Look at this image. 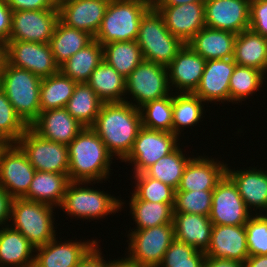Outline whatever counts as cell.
<instances>
[{"label": "cell", "mask_w": 267, "mask_h": 267, "mask_svg": "<svg viewBox=\"0 0 267 267\" xmlns=\"http://www.w3.org/2000/svg\"><path fill=\"white\" fill-rule=\"evenodd\" d=\"M91 128L113 157L123 162L142 128L141 112L129 102L103 103Z\"/></svg>", "instance_id": "obj_1"}, {"label": "cell", "mask_w": 267, "mask_h": 267, "mask_svg": "<svg viewBox=\"0 0 267 267\" xmlns=\"http://www.w3.org/2000/svg\"><path fill=\"white\" fill-rule=\"evenodd\" d=\"M70 181L102 183L109 178L113 156L91 127H84L68 145Z\"/></svg>", "instance_id": "obj_2"}, {"label": "cell", "mask_w": 267, "mask_h": 267, "mask_svg": "<svg viewBox=\"0 0 267 267\" xmlns=\"http://www.w3.org/2000/svg\"><path fill=\"white\" fill-rule=\"evenodd\" d=\"M42 78L10 65L7 61L0 74V88L5 92L17 115L29 127L39 116Z\"/></svg>", "instance_id": "obj_3"}, {"label": "cell", "mask_w": 267, "mask_h": 267, "mask_svg": "<svg viewBox=\"0 0 267 267\" xmlns=\"http://www.w3.org/2000/svg\"><path fill=\"white\" fill-rule=\"evenodd\" d=\"M152 6L149 0H110L94 39L101 45L136 40L140 21Z\"/></svg>", "instance_id": "obj_4"}, {"label": "cell", "mask_w": 267, "mask_h": 267, "mask_svg": "<svg viewBox=\"0 0 267 267\" xmlns=\"http://www.w3.org/2000/svg\"><path fill=\"white\" fill-rule=\"evenodd\" d=\"M51 205L14 198L11 203L9 226L20 232L35 248L56 237L54 212Z\"/></svg>", "instance_id": "obj_5"}, {"label": "cell", "mask_w": 267, "mask_h": 267, "mask_svg": "<svg viewBox=\"0 0 267 267\" xmlns=\"http://www.w3.org/2000/svg\"><path fill=\"white\" fill-rule=\"evenodd\" d=\"M136 42L144 60L166 67L184 45L168 31L162 15L154 6L142 17Z\"/></svg>", "instance_id": "obj_6"}, {"label": "cell", "mask_w": 267, "mask_h": 267, "mask_svg": "<svg viewBox=\"0 0 267 267\" xmlns=\"http://www.w3.org/2000/svg\"><path fill=\"white\" fill-rule=\"evenodd\" d=\"M88 184L92 185L91 182L85 181L69 182L60 206L68 216L76 217L77 220L79 218L90 221V219L99 220L109 214L121 212L125 204L120 200L121 198L118 199L100 189L85 186Z\"/></svg>", "instance_id": "obj_7"}, {"label": "cell", "mask_w": 267, "mask_h": 267, "mask_svg": "<svg viewBox=\"0 0 267 267\" xmlns=\"http://www.w3.org/2000/svg\"><path fill=\"white\" fill-rule=\"evenodd\" d=\"M127 240L128 258L140 267H159L165 252L175 239L174 225L162 224L142 230H131Z\"/></svg>", "instance_id": "obj_8"}, {"label": "cell", "mask_w": 267, "mask_h": 267, "mask_svg": "<svg viewBox=\"0 0 267 267\" xmlns=\"http://www.w3.org/2000/svg\"><path fill=\"white\" fill-rule=\"evenodd\" d=\"M170 91L167 67L161 64L143 60L126 78L125 96L131 95L135 103L126 102L136 108L169 96Z\"/></svg>", "instance_id": "obj_9"}, {"label": "cell", "mask_w": 267, "mask_h": 267, "mask_svg": "<svg viewBox=\"0 0 267 267\" xmlns=\"http://www.w3.org/2000/svg\"><path fill=\"white\" fill-rule=\"evenodd\" d=\"M16 144L26 154L36 171L68 174V146L44 139L30 127Z\"/></svg>", "instance_id": "obj_10"}, {"label": "cell", "mask_w": 267, "mask_h": 267, "mask_svg": "<svg viewBox=\"0 0 267 267\" xmlns=\"http://www.w3.org/2000/svg\"><path fill=\"white\" fill-rule=\"evenodd\" d=\"M178 141L179 137L171 132L142 127L123 162L133 164V174L143 173L160 158L173 152L180 145Z\"/></svg>", "instance_id": "obj_11"}, {"label": "cell", "mask_w": 267, "mask_h": 267, "mask_svg": "<svg viewBox=\"0 0 267 267\" xmlns=\"http://www.w3.org/2000/svg\"><path fill=\"white\" fill-rule=\"evenodd\" d=\"M7 62L45 78L59 72L49 43L9 40L6 43Z\"/></svg>", "instance_id": "obj_12"}, {"label": "cell", "mask_w": 267, "mask_h": 267, "mask_svg": "<svg viewBox=\"0 0 267 267\" xmlns=\"http://www.w3.org/2000/svg\"><path fill=\"white\" fill-rule=\"evenodd\" d=\"M252 215L236 184L225 174L212 193L210 220L217 225L240 226L245 225Z\"/></svg>", "instance_id": "obj_13"}, {"label": "cell", "mask_w": 267, "mask_h": 267, "mask_svg": "<svg viewBox=\"0 0 267 267\" xmlns=\"http://www.w3.org/2000/svg\"><path fill=\"white\" fill-rule=\"evenodd\" d=\"M35 168L16 143H11L0 152V187L10 196L23 198L35 175Z\"/></svg>", "instance_id": "obj_14"}, {"label": "cell", "mask_w": 267, "mask_h": 267, "mask_svg": "<svg viewBox=\"0 0 267 267\" xmlns=\"http://www.w3.org/2000/svg\"><path fill=\"white\" fill-rule=\"evenodd\" d=\"M58 20V9L14 11L9 40L49 43Z\"/></svg>", "instance_id": "obj_15"}, {"label": "cell", "mask_w": 267, "mask_h": 267, "mask_svg": "<svg viewBox=\"0 0 267 267\" xmlns=\"http://www.w3.org/2000/svg\"><path fill=\"white\" fill-rule=\"evenodd\" d=\"M206 27L235 33L249 29L250 1L248 0H206Z\"/></svg>", "instance_id": "obj_16"}, {"label": "cell", "mask_w": 267, "mask_h": 267, "mask_svg": "<svg viewBox=\"0 0 267 267\" xmlns=\"http://www.w3.org/2000/svg\"><path fill=\"white\" fill-rule=\"evenodd\" d=\"M56 239L55 237L44 246L35 249L33 267H77L98 244V240L93 239L83 242L81 240L62 242Z\"/></svg>", "instance_id": "obj_17"}, {"label": "cell", "mask_w": 267, "mask_h": 267, "mask_svg": "<svg viewBox=\"0 0 267 267\" xmlns=\"http://www.w3.org/2000/svg\"><path fill=\"white\" fill-rule=\"evenodd\" d=\"M154 7L162 15L168 31L184 44L206 26L204 3Z\"/></svg>", "instance_id": "obj_18"}, {"label": "cell", "mask_w": 267, "mask_h": 267, "mask_svg": "<svg viewBox=\"0 0 267 267\" xmlns=\"http://www.w3.org/2000/svg\"><path fill=\"white\" fill-rule=\"evenodd\" d=\"M110 0H59V20L95 37Z\"/></svg>", "instance_id": "obj_19"}, {"label": "cell", "mask_w": 267, "mask_h": 267, "mask_svg": "<svg viewBox=\"0 0 267 267\" xmlns=\"http://www.w3.org/2000/svg\"><path fill=\"white\" fill-rule=\"evenodd\" d=\"M205 63L206 60L201 55L184 44L167 66L171 91L175 88L178 93H194L201 81Z\"/></svg>", "instance_id": "obj_20"}, {"label": "cell", "mask_w": 267, "mask_h": 267, "mask_svg": "<svg viewBox=\"0 0 267 267\" xmlns=\"http://www.w3.org/2000/svg\"><path fill=\"white\" fill-rule=\"evenodd\" d=\"M235 66L233 58L206 61L201 81L194 94L205 103L230 102L229 81Z\"/></svg>", "instance_id": "obj_21"}, {"label": "cell", "mask_w": 267, "mask_h": 267, "mask_svg": "<svg viewBox=\"0 0 267 267\" xmlns=\"http://www.w3.org/2000/svg\"><path fill=\"white\" fill-rule=\"evenodd\" d=\"M205 255L244 263L249 257L245 226L213 224L210 245Z\"/></svg>", "instance_id": "obj_22"}, {"label": "cell", "mask_w": 267, "mask_h": 267, "mask_svg": "<svg viewBox=\"0 0 267 267\" xmlns=\"http://www.w3.org/2000/svg\"><path fill=\"white\" fill-rule=\"evenodd\" d=\"M29 127L40 137L66 146L84 128L66 108L41 111Z\"/></svg>", "instance_id": "obj_23"}, {"label": "cell", "mask_w": 267, "mask_h": 267, "mask_svg": "<svg viewBox=\"0 0 267 267\" xmlns=\"http://www.w3.org/2000/svg\"><path fill=\"white\" fill-rule=\"evenodd\" d=\"M207 157V158H206ZM227 163L208 156L193 157L187 163L180 184L175 191L214 190L226 174Z\"/></svg>", "instance_id": "obj_24"}, {"label": "cell", "mask_w": 267, "mask_h": 267, "mask_svg": "<svg viewBox=\"0 0 267 267\" xmlns=\"http://www.w3.org/2000/svg\"><path fill=\"white\" fill-rule=\"evenodd\" d=\"M226 174L236 184L239 194L244 200L246 207L258 214L267 211V171L260 167L240 170H232L226 167ZM255 208V209H254Z\"/></svg>", "instance_id": "obj_25"}, {"label": "cell", "mask_w": 267, "mask_h": 267, "mask_svg": "<svg viewBox=\"0 0 267 267\" xmlns=\"http://www.w3.org/2000/svg\"><path fill=\"white\" fill-rule=\"evenodd\" d=\"M175 238L206 252L210 245L213 223L209 216L173 212Z\"/></svg>", "instance_id": "obj_26"}, {"label": "cell", "mask_w": 267, "mask_h": 267, "mask_svg": "<svg viewBox=\"0 0 267 267\" xmlns=\"http://www.w3.org/2000/svg\"><path fill=\"white\" fill-rule=\"evenodd\" d=\"M236 34L204 27L187 44L206 61L233 58Z\"/></svg>", "instance_id": "obj_27"}, {"label": "cell", "mask_w": 267, "mask_h": 267, "mask_svg": "<svg viewBox=\"0 0 267 267\" xmlns=\"http://www.w3.org/2000/svg\"><path fill=\"white\" fill-rule=\"evenodd\" d=\"M35 249L9 225L0 228V267H33Z\"/></svg>", "instance_id": "obj_28"}, {"label": "cell", "mask_w": 267, "mask_h": 267, "mask_svg": "<svg viewBox=\"0 0 267 267\" xmlns=\"http://www.w3.org/2000/svg\"><path fill=\"white\" fill-rule=\"evenodd\" d=\"M69 182L68 174L35 171L30 188L23 199L60 207Z\"/></svg>", "instance_id": "obj_29"}, {"label": "cell", "mask_w": 267, "mask_h": 267, "mask_svg": "<svg viewBox=\"0 0 267 267\" xmlns=\"http://www.w3.org/2000/svg\"><path fill=\"white\" fill-rule=\"evenodd\" d=\"M233 60L237 65L247 66L267 72V38L251 29L236 35Z\"/></svg>", "instance_id": "obj_30"}, {"label": "cell", "mask_w": 267, "mask_h": 267, "mask_svg": "<svg viewBox=\"0 0 267 267\" xmlns=\"http://www.w3.org/2000/svg\"><path fill=\"white\" fill-rule=\"evenodd\" d=\"M87 84L104 103L126 102V78L104 60L92 72ZM124 96V97H123Z\"/></svg>", "instance_id": "obj_31"}, {"label": "cell", "mask_w": 267, "mask_h": 267, "mask_svg": "<svg viewBox=\"0 0 267 267\" xmlns=\"http://www.w3.org/2000/svg\"><path fill=\"white\" fill-rule=\"evenodd\" d=\"M93 40L94 37L88 32L69 27L58 20L49 45L55 62L60 66Z\"/></svg>", "instance_id": "obj_32"}, {"label": "cell", "mask_w": 267, "mask_h": 267, "mask_svg": "<svg viewBox=\"0 0 267 267\" xmlns=\"http://www.w3.org/2000/svg\"><path fill=\"white\" fill-rule=\"evenodd\" d=\"M103 60V46L95 39L59 66V71L77 83H87Z\"/></svg>", "instance_id": "obj_33"}, {"label": "cell", "mask_w": 267, "mask_h": 267, "mask_svg": "<svg viewBox=\"0 0 267 267\" xmlns=\"http://www.w3.org/2000/svg\"><path fill=\"white\" fill-rule=\"evenodd\" d=\"M129 201L130 213L136 224L131 230H142L162 224H173L174 204L157 203L140 200L134 193H131Z\"/></svg>", "instance_id": "obj_34"}, {"label": "cell", "mask_w": 267, "mask_h": 267, "mask_svg": "<svg viewBox=\"0 0 267 267\" xmlns=\"http://www.w3.org/2000/svg\"><path fill=\"white\" fill-rule=\"evenodd\" d=\"M103 103L87 83H77L65 108L84 127H91Z\"/></svg>", "instance_id": "obj_35"}, {"label": "cell", "mask_w": 267, "mask_h": 267, "mask_svg": "<svg viewBox=\"0 0 267 267\" xmlns=\"http://www.w3.org/2000/svg\"><path fill=\"white\" fill-rule=\"evenodd\" d=\"M203 103L205 102L194 93L172 92V133L180 137L184 128L194 127L199 121L201 122L205 111Z\"/></svg>", "instance_id": "obj_36"}, {"label": "cell", "mask_w": 267, "mask_h": 267, "mask_svg": "<svg viewBox=\"0 0 267 267\" xmlns=\"http://www.w3.org/2000/svg\"><path fill=\"white\" fill-rule=\"evenodd\" d=\"M103 46V60L124 78L144 60L141 48L134 41H117Z\"/></svg>", "instance_id": "obj_37"}, {"label": "cell", "mask_w": 267, "mask_h": 267, "mask_svg": "<svg viewBox=\"0 0 267 267\" xmlns=\"http://www.w3.org/2000/svg\"><path fill=\"white\" fill-rule=\"evenodd\" d=\"M76 85L77 82L63 75L60 71L42 78L39 96L41 111L65 108Z\"/></svg>", "instance_id": "obj_38"}, {"label": "cell", "mask_w": 267, "mask_h": 267, "mask_svg": "<svg viewBox=\"0 0 267 267\" xmlns=\"http://www.w3.org/2000/svg\"><path fill=\"white\" fill-rule=\"evenodd\" d=\"M183 149L178 146L173 152L160 158L148 167L144 173L154 179L170 185L177 190L184 169L192 157L183 154Z\"/></svg>", "instance_id": "obj_39"}, {"label": "cell", "mask_w": 267, "mask_h": 267, "mask_svg": "<svg viewBox=\"0 0 267 267\" xmlns=\"http://www.w3.org/2000/svg\"><path fill=\"white\" fill-rule=\"evenodd\" d=\"M266 79V75L262 71L236 64L229 81L230 102L238 104L240 101L242 103L249 99L250 95L261 90L259 88Z\"/></svg>", "instance_id": "obj_40"}, {"label": "cell", "mask_w": 267, "mask_h": 267, "mask_svg": "<svg viewBox=\"0 0 267 267\" xmlns=\"http://www.w3.org/2000/svg\"><path fill=\"white\" fill-rule=\"evenodd\" d=\"M139 109L142 127L172 133V93L164 98L147 102Z\"/></svg>", "instance_id": "obj_41"}, {"label": "cell", "mask_w": 267, "mask_h": 267, "mask_svg": "<svg viewBox=\"0 0 267 267\" xmlns=\"http://www.w3.org/2000/svg\"><path fill=\"white\" fill-rule=\"evenodd\" d=\"M135 175V176H134ZM134 194L140 199L150 202L174 204L175 189L144 172L134 174Z\"/></svg>", "instance_id": "obj_42"}, {"label": "cell", "mask_w": 267, "mask_h": 267, "mask_svg": "<svg viewBox=\"0 0 267 267\" xmlns=\"http://www.w3.org/2000/svg\"><path fill=\"white\" fill-rule=\"evenodd\" d=\"M205 259L204 252L175 238L159 267H203Z\"/></svg>", "instance_id": "obj_43"}, {"label": "cell", "mask_w": 267, "mask_h": 267, "mask_svg": "<svg viewBox=\"0 0 267 267\" xmlns=\"http://www.w3.org/2000/svg\"><path fill=\"white\" fill-rule=\"evenodd\" d=\"M213 190L175 191L173 212L209 216Z\"/></svg>", "instance_id": "obj_44"}, {"label": "cell", "mask_w": 267, "mask_h": 267, "mask_svg": "<svg viewBox=\"0 0 267 267\" xmlns=\"http://www.w3.org/2000/svg\"><path fill=\"white\" fill-rule=\"evenodd\" d=\"M28 126L17 115L5 92L0 88V132L11 142L16 143Z\"/></svg>", "instance_id": "obj_45"}, {"label": "cell", "mask_w": 267, "mask_h": 267, "mask_svg": "<svg viewBox=\"0 0 267 267\" xmlns=\"http://www.w3.org/2000/svg\"><path fill=\"white\" fill-rule=\"evenodd\" d=\"M246 241L249 256L267 255V218L262 213H253L247 223Z\"/></svg>", "instance_id": "obj_46"}, {"label": "cell", "mask_w": 267, "mask_h": 267, "mask_svg": "<svg viewBox=\"0 0 267 267\" xmlns=\"http://www.w3.org/2000/svg\"><path fill=\"white\" fill-rule=\"evenodd\" d=\"M249 29L267 38V0L250 2Z\"/></svg>", "instance_id": "obj_47"}, {"label": "cell", "mask_w": 267, "mask_h": 267, "mask_svg": "<svg viewBox=\"0 0 267 267\" xmlns=\"http://www.w3.org/2000/svg\"><path fill=\"white\" fill-rule=\"evenodd\" d=\"M14 11L58 9V0H5Z\"/></svg>", "instance_id": "obj_48"}, {"label": "cell", "mask_w": 267, "mask_h": 267, "mask_svg": "<svg viewBox=\"0 0 267 267\" xmlns=\"http://www.w3.org/2000/svg\"><path fill=\"white\" fill-rule=\"evenodd\" d=\"M13 10L5 0H0V40L7 43L10 38Z\"/></svg>", "instance_id": "obj_49"}, {"label": "cell", "mask_w": 267, "mask_h": 267, "mask_svg": "<svg viewBox=\"0 0 267 267\" xmlns=\"http://www.w3.org/2000/svg\"><path fill=\"white\" fill-rule=\"evenodd\" d=\"M100 245H96L78 264L77 267H107V261L102 256Z\"/></svg>", "instance_id": "obj_50"}, {"label": "cell", "mask_w": 267, "mask_h": 267, "mask_svg": "<svg viewBox=\"0 0 267 267\" xmlns=\"http://www.w3.org/2000/svg\"><path fill=\"white\" fill-rule=\"evenodd\" d=\"M13 198L2 187H0V226H8L10 223L11 203ZM7 223V224H6ZM6 224V225H5ZM0 227V228H1Z\"/></svg>", "instance_id": "obj_51"}, {"label": "cell", "mask_w": 267, "mask_h": 267, "mask_svg": "<svg viewBox=\"0 0 267 267\" xmlns=\"http://www.w3.org/2000/svg\"><path fill=\"white\" fill-rule=\"evenodd\" d=\"M203 267H244V263L228 259L206 257Z\"/></svg>", "instance_id": "obj_52"}, {"label": "cell", "mask_w": 267, "mask_h": 267, "mask_svg": "<svg viewBox=\"0 0 267 267\" xmlns=\"http://www.w3.org/2000/svg\"><path fill=\"white\" fill-rule=\"evenodd\" d=\"M244 267H267V255L249 256Z\"/></svg>", "instance_id": "obj_53"}, {"label": "cell", "mask_w": 267, "mask_h": 267, "mask_svg": "<svg viewBox=\"0 0 267 267\" xmlns=\"http://www.w3.org/2000/svg\"><path fill=\"white\" fill-rule=\"evenodd\" d=\"M107 267H140L136 262L126 256L121 259H114L113 261H107Z\"/></svg>", "instance_id": "obj_54"}, {"label": "cell", "mask_w": 267, "mask_h": 267, "mask_svg": "<svg viewBox=\"0 0 267 267\" xmlns=\"http://www.w3.org/2000/svg\"><path fill=\"white\" fill-rule=\"evenodd\" d=\"M206 0H156L153 6H175L193 2L204 3Z\"/></svg>", "instance_id": "obj_55"}, {"label": "cell", "mask_w": 267, "mask_h": 267, "mask_svg": "<svg viewBox=\"0 0 267 267\" xmlns=\"http://www.w3.org/2000/svg\"><path fill=\"white\" fill-rule=\"evenodd\" d=\"M6 61V43L0 40V74L4 68Z\"/></svg>", "instance_id": "obj_56"}, {"label": "cell", "mask_w": 267, "mask_h": 267, "mask_svg": "<svg viewBox=\"0 0 267 267\" xmlns=\"http://www.w3.org/2000/svg\"><path fill=\"white\" fill-rule=\"evenodd\" d=\"M11 142L0 132V152L6 149Z\"/></svg>", "instance_id": "obj_57"}]
</instances>
